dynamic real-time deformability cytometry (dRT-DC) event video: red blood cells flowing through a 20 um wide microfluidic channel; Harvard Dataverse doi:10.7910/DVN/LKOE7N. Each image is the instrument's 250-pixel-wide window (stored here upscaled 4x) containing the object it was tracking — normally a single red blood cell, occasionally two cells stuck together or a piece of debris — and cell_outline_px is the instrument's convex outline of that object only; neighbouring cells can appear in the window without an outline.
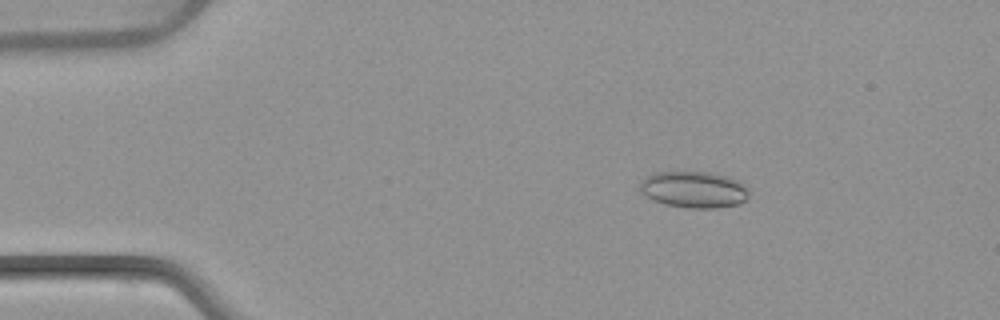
{"species": "common noctule bat (a hibernating species)", "species_latin": "Nyctalus noctula", "temperature_condition": "warm", "stored_images_in_passage": 6, "camera_frame_rate_fps": 3000, "um_per_image_px": 0.085, "animal": {"sex": "female", "body_mass_g": 22.7, "forearm_length_mm": 54.2}, "frame": {"image": 1, "passage_image": 2, "time_ms": 2.0, "image_size_px": [1000, 320], "cell_outline_px": [[752, 192], [740, 204], [716, 208], [688, 208], [664, 204], [652, 200], [640, 188], [640, 180], [656, 172], [708, 172], [740, 180]], "centroid_in_image_um": [59.03, 16.12], "position_along_channel_um": 26.0, "area_um2": 23.24}}
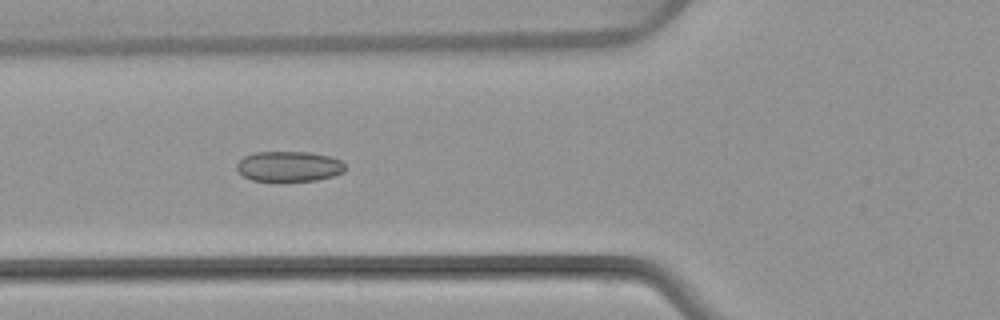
{"frame": {"image": 2, "passage_image": 5, "time_ms": 5.667, "image_size_px": [1000, 320], "cell_outline_px": [[344, 172], [332, 176], [316, 180], [252, 180], [244, 176], [236, 168], [236, 164], [244, 156], [256, 152], [308, 152], [328, 156], [340, 160], [344, 164]], "centroid_in_image_um": [24.55, 14.13], "position_along_channel_um": 101.2, "area_um2": 18.79}}
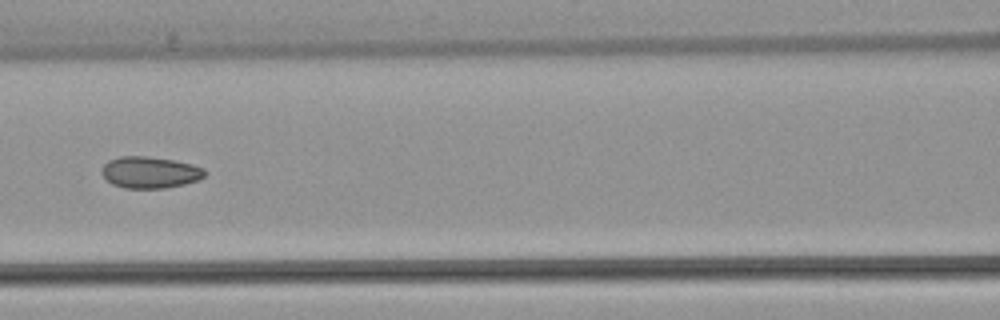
{"frame": {"image": 3, "passage_image": 6, "time_ms": 7.0, "image_size_px": [1000, 320], "cell_outline_px": [[208, 172], [200, 180], [184, 184], [164, 188], [124, 188], [112, 184], [104, 176], [104, 164], [108, 160], [120, 156], [144, 156], [172, 160], [192, 164], [204, 168]], "centroid_in_image_um": [12.8, 14.65], "position_along_channel_um": 153.8, "area_um2": 18.84}}